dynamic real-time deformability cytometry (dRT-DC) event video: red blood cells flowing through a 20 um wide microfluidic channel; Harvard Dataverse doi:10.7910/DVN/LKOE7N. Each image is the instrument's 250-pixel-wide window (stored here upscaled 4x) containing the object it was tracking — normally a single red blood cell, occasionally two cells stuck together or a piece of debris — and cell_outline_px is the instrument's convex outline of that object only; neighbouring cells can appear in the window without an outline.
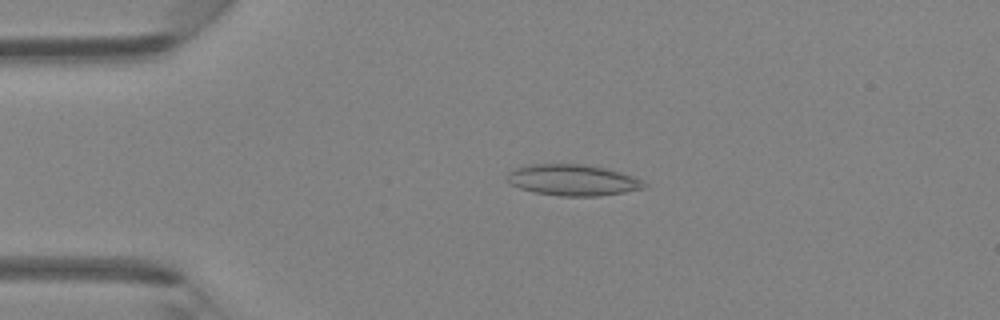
{"species": "Egyptian fruit bat (a non-hibernating species)", "species_latin": "Rousettus aegyptiacus", "temperature_condition": "room temperature", "stored_images_in_passage": 40, "camera_frame_rate_fps": 3000, "um_per_image_px": 0.085, "animal": {"sex": "female"}, "frame": {"image": 1, "passage_image": 5, "time_ms": 1.333, "image_size_px": [1000, 320], "cell_outline_px": [[648, 184], [644, 188], [624, 192], [600, 196], [560, 196], [532, 192], [508, 184], [504, 180], [508, 172], [516, 168], [528, 164], [584, 164], [604, 168], [620, 172], [644, 180]], "centroid_in_image_um": [48.64, 15.31], "position_along_channel_um": 36.4, "area_um2": 25.14}}
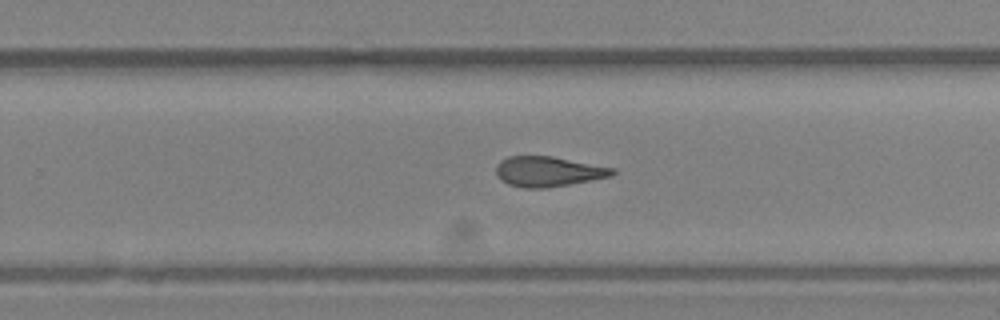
{"frame": {"image": 2, "passage_image": 24, "time_ms": 7.667, "image_size_px": [1000, 320], "cell_outline_px": [[616, 172], [612, 176], [548, 188], [524, 188], [508, 184], [500, 180], [496, 176], [496, 164], [500, 160], [508, 156], [552, 156], [616, 168]], "centroid_in_image_um": [46.58, 14.58], "position_along_channel_um": 283.2, "area_um2": 20.63}}
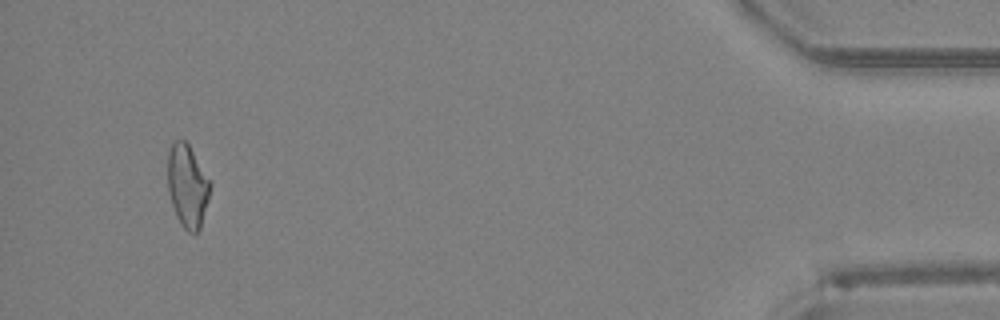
{"frame": {"image": 3, "passage_image": 38, "time_ms": 12.333, "image_size_px": [1000, 320], "cell_outline_px": [[212, 184], [208, 200], [200, 228], [196, 232], [188, 232], [184, 228], [176, 216], [168, 192], [168, 148], [172, 140], [184, 140], [188, 144], [212, 180]], "centroid_in_image_um": [15.94, 15.75], "position_along_channel_um": 419.3, "area_um2": 20.75}}